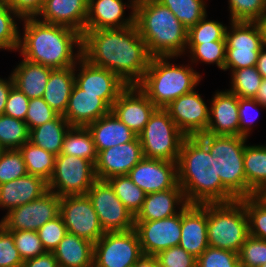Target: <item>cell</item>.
I'll list each match as a JSON object with an SVG mask.
<instances>
[{
    "mask_svg": "<svg viewBox=\"0 0 266 267\" xmlns=\"http://www.w3.org/2000/svg\"><path fill=\"white\" fill-rule=\"evenodd\" d=\"M81 52L89 64L110 70L128 86L141 82L152 58L135 24L84 31Z\"/></svg>",
    "mask_w": 266,
    "mask_h": 267,
    "instance_id": "6da1fadb",
    "label": "cell"
},
{
    "mask_svg": "<svg viewBox=\"0 0 266 267\" xmlns=\"http://www.w3.org/2000/svg\"><path fill=\"white\" fill-rule=\"evenodd\" d=\"M217 156L197 136H186L177 160L178 184L188 204L228 203L236 199L223 187Z\"/></svg>",
    "mask_w": 266,
    "mask_h": 267,
    "instance_id": "7a4b0ae2",
    "label": "cell"
},
{
    "mask_svg": "<svg viewBox=\"0 0 266 267\" xmlns=\"http://www.w3.org/2000/svg\"><path fill=\"white\" fill-rule=\"evenodd\" d=\"M23 36L18 51L24 59L51 69L73 67L82 57V35L74 29L45 23L37 17L21 19ZM76 52H74L75 49Z\"/></svg>",
    "mask_w": 266,
    "mask_h": 267,
    "instance_id": "3957f363",
    "label": "cell"
},
{
    "mask_svg": "<svg viewBox=\"0 0 266 267\" xmlns=\"http://www.w3.org/2000/svg\"><path fill=\"white\" fill-rule=\"evenodd\" d=\"M135 25L152 57L185 54L188 29L158 0H137Z\"/></svg>",
    "mask_w": 266,
    "mask_h": 267,
    "instance_id": "277c9868",
    "label": "cell"
},
{
    "mask_svg": "<svg viewBox=\"0 0 266 267\" xmlns=\"http://www.w3.org/2000/svg\"><path fill=\"white\" fill-rule=\"evenodd\" d=\"M176 57H152L143 79L137 85L157 108L195 90L202 76L190 65L168 62Z\"/></svg>",
    "mask_w": 266,
    "mask_h": 267,
    "instance_id": "5b68a950",
    "label": "cell"
},
{
    "mask_svg": "<svg viewBox=\"0 0 266 267\" xmlns=\"http://www.w3.org/2000/svg\"><path fill=\"white\" fill-rule=\"evenodd\" d=\"M197 137L217 156L219 177L223 187L236 199L257 195L246 183L244 149L247 137L235 135H211L202 133Z\"/></svg>",
    "mask_w": 266,
    "mask_h": 267,
    "instance_id": "8992f818",
    "label": "cell"
},
{
    "mask_svg": "<svg viewBox=\"0 0 266 267\" xmlns=\"http://www.w3.org/2000/svg\"><path fill=\"white\" fill-rule=\"evenodd\" d=\"M248 236V218L240 200L207 203V237L210 247L239 253Z\"/></svg>",
    "mask_w": 266,
    "mask_h": 267,
    "instance_id": "52a82bcc",
    "label": "cell"
},
{
    "mask_svg": "<svg viewBox=\"0 0 266 267\" xmlns=\"http://www.w3.org/2000/svg\"><path fill=\"white\" fill-rule=\"evenodd\" d=\"M138 137L144 157L177 162L186 135L165 109L157 108Z\"/></svg>",
    "mask_w": 266,
    "mask_h": 267,
    "instance_id": "ba28073f",
    "label": "cell"
},
{
    "mask_svg": "<svg viewBox=\"0 0 266 267\" xmlns=\"http://www.w3.org/2000/svg\"><path fill=\"white\" fill-rule=\"evenodd\" d=\"M226 30V61L224 71L256 66L264 46L258 22L230 21Z\"/></svg>",
    "mask_w": 266,
    "mask_h": 267,
    "instance_id": "9c48e42d",
    "label": "cell"
},
{
    "mask_svg": "<svg viewBox=\"0 0 266 267\" xmlns=\"http://www.w3.org/2000/svg\"><path fill=\"white\" fill-rule=\"evenodd\" d=\"M97 180L95 164L72 155L59 154L48 181V190L60 197L85 195Z\"/></svg>",
    "mask_w": 266,
    "mask_h": 267,
    "instance_id": "30bf717a",
    "label": "cell"
},
{
    "mask_svg": "<svg viewBox=\"0 0 266 267\" xmlns=\"http://www.w3.org/2000/svg\"><path fill=\"white\" fill-rule=\"evenodd\" d=\"M142 255L135 229L106 232L94 244L93 267H133Z\"/></svg>",
    "mask_w": 266,
    "mask_h": 267,
    "instance_id": "8fae6325",
    "label": "cell"
},
{
    "mask_svg": "<svg viewBox=\"0 0 266 267\" xmlns=\"http://www.w3.org/2000/svg\"><path fill=\"white\" fill-rule=\"evenodd\" d=\"M104 233L134 229L135 216L125 207L106 180H96L88 190Z\"/></svg>",
    "mask_w": 266,
    "mask_h": 267,
    "instance_id": "7c38bea8",
    "label": "cell"
},
{
    "mask_svg": "<svg viewBox=\"0 0 266 267\" xmlns=\"http://www.w3.org/2000/svg\"><path fill=\"white\" fill-rule=\"evenodd\" d=\"M59 214L70 234L94 244L104 235L97 213L87 194L60 197Z\"/></svg>",
    "mask_w": 266,
    "mask_h": 267,
    "instance_id": "4fadbf2b",
    "label": "cell"
},
{
    "mask_svg": "<svg viewBox=\"0 0 266 267\" xmlns=\"http://www.w3.org/2000/svg\"><path fill=\"white\" fill-rule=\"evenodd\" d=\"M60 212V196L47 191L38 199L12 209L0 220L8 231H37Z\"/></svg>",
    "mask_w": 266,
    "mask_h": 267,
    "instance_id": "5bb4252c",
    "label": "cell"
},
{
    "mask_svg": "<svg viewBox=\"0 0 266 267\" xmlns=\"http://www.w3.org/2000/svg\"><path fill=\"white\" fill-rule=\"evenodd\" d=\"M143 255L155 256L160 251L179 246L181 239V212L154 221H135Z\"/></svg>",
    "mask_w": 266,
    "mask_h": 267,
    "instance_id": "9a60e30c",
    "label": "cell"
},
{
    "mask_svg": "<svg viewBox=\"0 0 266 267\" xmlns=\"http://www.w3.org/2000/svg\"><path fill=\"white\" fill-rule=\"evenodd\" d=\"M78 68V69H77ZM75 84L84 93L98 94L110 108L128 86L110 70L89 64L82 57L74 66ZM79 71V72H77Z\"/></svg>",
    "mask_w": 266,
    "mask_h": 267,
    "instance_id": "2e32d148",
    "label": "cell"
},
{
    "mask_svg": "<svg viewBox=\"0 0 266 267\" xmlns=\"http://www.w3.org/2000/svg\"><path fill=\"white\" fill-rule=\"evenodd\" d=\"M164 109L186 136H197L208 128L210 107L195 90L173 100Z\"/></svg>",
    "mask_w": 266,
    "mask_h": 267,
    "instance_id": "e0dca14e",
    "label": "cell"
},
{
    "mask_svg": "<svg viewBox=\"0 0 266 267\" xmlns=\"http://www.w3.org/2000/svg\"><path fill=\"white\" fill-rule=\"evenodd\" d=\"M127 176L146 194L165 191L178 184L177 162L144 157Z\"/></svg>",
    "mask_w": 266,
    "mask_h": 267,
    "instance_id": "ac0fdd59",
    "label": "cell"
},
{
    "mask_svg": "<svg viewBox=\"0 0 266 267\" xmlns=\"http://www.w3.org/2000/svg\"><path fill=\"white\" fill-rule=\"evenodd\" d=\"M156 109L137 85H129L113 103L111 111L138 136Z\"/></svg>",
    "mask_w": 266,
    "mask_h": 267,
    "instance_id": "d6986e66",
    "label": "cell"
},
{
    "mask_svg": "<svg viewBox=\"0 0 266 267\" xmlns=\"http://www.w3.org/2000/svg\"><path fill=\"white\" fill-rule=\"evenodd\" d=\"M144 158L137 136L133 141L115 145L98 153L95 172L98 180L127 175Z\"/></svg>",
    "mask_w": 266,
    "mask_h": 267,
    "instance_id": "ffe728a7",
    "label": "cell"
},
{
    "mask_svg": "<svg viewBox=\"0 0 266 267\" xmlns=\"http://www.w3.org/2000/svg\"><path fill=\"white\" fill-rule=\"evenodd\" d=\"M137 0H88V15L85 30L120 29L135 24V7ZM127 4V5H126ZM126 7L131 8L129 17L125 16Z\"/></svg>",
    "mask_w": 266,
    "mask_h": 267,
    "instance_id": "44dd1931",
    "label": "cell"
},
{
    "mask_svg": "<svg viewBox=\"0 0 266 267\" xmlns=\"http://www.w3.org/2000/svg\"><path fill=\"white\" fill-rule=\"evenodd\" d=\"M179 246L198 258L208 247L207 203L188 204L181 210V239Z\"/></svg>",
    "mask_w": 266,
    "mask_h": 267,
    "instance_id": "7402d4cb",
    "label": "cell"
},
{
    "mask_svg": "<svg viewBox=\"0 0 266 267\" xmlns=\"http://www.w3.org/2000/svg\"><path fill=\"white\" fill-rule=\"evenodd\" d=\"M209 102V123L205 133L239 136L238 96L228 89L217 91Z\"/></svg>",
    "mask_w": 266,
    "mask_h": 267,
    "instance_id": "603a6c76",
    "label": "cell"
},
{
    "mask_svg": "<svg viewBox=\"0 0 266 267\" xmlns=\"http://www.w3.org/2000/svg\"><path fill=\"white\" fill-rule=\"evenodd\" d=\"M87 15L88 0H45L37 17L42 22L65 26L82 35Z\"/></svg>",
    "mask_w": 266,
    "mask_h": 267,
    "instance_id": "cb8c5ba5",
    "label": "cell"
},
{
    "mask_svg": "<svg viewBox=\"0 0 266 267\" xmlns=\"http://www.w3.org/2000/svg\"><path fill=\"white\" fill-rule=\"evenodd\" d=\"M110 111L111 108L98 94L84 93L75 84L63 117L71 126L87 127Z\"/></svg>",
    "mask_w": 266,
    "mask_h": 267,
    "instance_id": "d4e9b609",
    "label": "cell"
},
{
    "mask_svg": "<svg viewBox=\"0 0 266 267\" xmlns=\"http://www.w3.org/2000/svg\"><path fill=\"white\" fill-rule=\"evenodd\" d=\"M187 205L184 192L177 184L165 191L146 194L143 206L135 216V221L164 219L180 213Z\"/></svg>",
    "mask_w": 266,
    "mask_h": 267,
    "instance_id": "484cf974",
    "label": "cell"
},
{
    "mask_svg": "<svg viewBox=\"0 0 266 267\" xmlns=\"http://www.w3.org/2000/svg\"><path fill=\"white\" fill-rule=\"evenodd\" d=\"M48 191V182L35 175L26 174L0 185V209L7 213L18 206L38 199Z\"/></svg>",
    "mask_w": 266,
    "mask_h": 267,
    "instance_id": "4316f807",
    "label": "cell"
},
{
    "mask_svg": "<svg viewBox=\"0 0 266 267\" xmlns=\"http://www.w3.org/2000/svg\"><path fill=\"white\" fill-rule=\"evenodd\" d=\"M92 134L97 152L133 141L137 135L110 111L87 126Z\"/></svg>",
    "mask_w": 266,
    "mask_h": 267,
    "instance_id": "83f0119b",
    "label": "cell"
},
{
    "mask_svg": "<svg viewBox=\"0 0 266 267\" xmlns=\"http://www.w3.org/2000/svg\"><path fill=\"white\" fill-rule=\"evenodd\" d=\"M53 69L26 59L14 68L11 73L14 86L29 99L43 97L49 75Z\"/></svg>",
    "mask_w": 266,
    "mask_h": 267,
    "instance_id": "f1b7e54d",
    "label": "cell"
},
{
    "mask_svg": "<svg viewBox=\"0 0 266 267\" xmlns=\"http://www.w3.org/2000/svg\"><path fill=\"white\" fill-rule=\"evenodd\" d=\"M53 254L58 267H93L94 243L67 232Z\"/></svg>",
    "mask_w": 266,
    "mask_h": 267,
    "instance_id": "f546056e",
    "label": "cell"
},
{
    "mask_svg": "<svg viewBox=\"0 0 266 267\" xmlns=\"http://www.w3.org/2000/svg\"><path fill=\"white\" fill-rule=\"evenodd\" d=\"M74 66L53 69L49 75L43 99L59 115H64L75 85Z\"/></svg>",
    "mask_w": 266,
    "mask_h": 267,
    "instance_id": "4dcf8cb0",
    "label": "cell"
},
{
    "mask_svg": "<svg viewBox=\"0 0 266 267\" xmlns=\"http://www.w3.org/2000/svg\"><path fill=\"white\" fill-rule=\"evenodd\" d=\"M71 127L63 115L30 130L29 141L47 152L58 156L63 147L66 132Z\"/></svg>",
    "mask_w": 266,
    "mask_h": 267,
    "instance_id": "1f68e13d",
    "label": "cell"
},
{
    "mask_svg": "<svg viewBox=\"0 0 266 267\" xmlns=\"http://www.w3.org/2000/svg\"><path fill=\"white\" fill-rule=\"evenodd\" d=\"M61 154L76 156L96 164L98 152L89 129L71 126L64 137Z\"/></svg>",
    "mask_w": 266,
    "mask_h": 267,
    "instance_id": "d6a6232c",
    "label": "cell"
},
{
    "mask_svg": "<svg viewBox=\"0 0 266 267\" xmlns=\"http://www.w3.org/2000/svg\"><path fill=\"white\" fill-rule=\"evenodd\" d=\"M244 171L247 185L258 194L266 186V144H246Z\"/></svg>",
    "mask_w": 266,
    "mask_h": 267,
    "instance_id": "836d02e7",
    "label": "cell"
},
{
    "mask_svg": "<svg viewBox=\"0 0 266 267\" xmlns=\"http://www.w3.org/2000/svg\"><path fill=\"white\" fill-rule=\"evenodd\" d=\"M19 151L22 153L27 173L49 181L55 168L56 156L37 147L30 141L23 144Z\"/></svg>",
    "mask_w": 266,
    "mask_h": 267,
    "instance_id": "e575fe53",
    "label": "cell"
},
{
    "mask_svg": "<svg viewBox=\"0 0 266 267\" xmlns=\"http://www.w3.org/2000/svg\"><path fill=\"white\" fill-rule=\"evenodd\" d=\"M116 196L125 207L136 216L141 210L146 193L139 188L127 175L115 176L106 180Z\"/></svg>",
    "mask_w": 266,
    "mask_h": 267,
    "instance_id": "d590c367",
    "label": "cell"
},
{
    "mask_svg": "<svg viewBox=\"0 0 266 267\" xmlns=\"http://www.w3.org/2000/svg\"><path fill=\"white\" fill-rule=\"evenodd\" d=\"M30 131L25 121L0 115V147L3 150L19 149L29 142Z\"/></svg>",
    "mask_w": 266,
    "mask_h": 267,
    "instance_id": "8d00e7d4",
    "label": "cell"
},
{
    "mask_svg": "<svg viewBox=\"0 0 266 267\" xmlns=\"http://www.w3.org/2000/svg\"><path fill=\"white\" fill-rule=\"evenodd\" d=\"M166 6L176 18L189 30L206 14L204 0H158Z\"/></svg>",
    "mask_w": 266,
    "mask_h": 267,
    "instance_id": "74e56055",
    "label": "cell"
},
{
    "mask_svg": "<svg viewBox=\"0 0 266 267\" xmlns=\"http://www.w3.org/2000/svg\"><path fill=\"white\" fill-rule=\"evenodd\" d=\"M186 52L190 53V63L197 64L198 61L205 64H216L224 71L226 61V41H211L202 44H187Z\"/></svg>",
    "mask_w": 266,
    "mask_h": 267,
    "instance_id": "f35d334b",
    "label": "cell"
},
{
    "mask_svg": "<svg viewBox=\"0 0 266 267\" xmlns=\"http://www.w3.org/2000/svg\"><path fill=\"white\" fill-rule=\"evenodd\" d=\"M21 17L0 0V49L18 51L20 30L15 21Z\"/></svg>",
    "mask_w": 266,
    "mask_h": 267,
    "instance_id": "ab89813d",
    "label": "cell"
},
{
    "mask_svg": "<svg viewBox=\"0 0 266 267\" xmlns=\"http://www.w3.org/2000/svg\"><path fill=\"white\" fill-rule=\"evenodd\" d=\"M230 75L231 88L228 90L240 98L254 99L263 80L257 67L233 70Z\"/></svg>",
    "mask_w": 266,
    "mask_h": 267,
    "instance_id": "60d3db41",
    "label": "cell"
},
{
    "mask_svg": "<svg viewBox=\"0 0 266 267\" xmlns=\"http://www.w3.org/2000/svg\"><path fill=\"white\" fill-rule=\"evenodd\" d=\"M207 14L193 27L188 30L187 44H202L211 41H226L228 26L215 20H207Z\"/></svg>",
    "mask_w": 266,
    "mask_h": 267,
    "instance_id": "b9f144b4",
    "label": "cell"
},
{
    "mask_svg": "<svg viewBox=\"0 0 266 267\" xmlns=\"http://www.w3.org/2000/svg\"><path fill=\"white\" fill-rule=\"evenodd\" d=\"M245 207L249 235L266 240V203L257 195L239 199Z\"/></svg>",
    "mask_w": 266,
    "mask_h": 267,
    "instance_id": "7bdbcfd3",
    "label": "cell"
},
{
    "mask_svg": "<svg viewBox=\"0 0 266 267\" xmlns=\"http://www.w3.org/2000/svg\"><path fill=\"white\" fill-rule=\"evenodd\" d=\"M230 21L257 22L266 13V0H228Z\"/></svg>",
    "mask_w": 266,
    "mask_h": 267,
    "instance_id": "ee69618b",
    "label": "cell"
},
{
    "mask_svg": "<svg viewBox=\"0 0 266 267\" xmlns=\"http://www.w3.org/2000/svg\"><path fill=\"white\" fill-rule=\"evenodd\" d=\"M27 173L22 153L19 149L2 150L0 153V185Z\"/></svg>",
    "mask_w": 266,
    "mask_h": 267,
    "instance_id": "f6af8a7d",
    "label": "cell"
},
{
    "mask_svg": "<svg viewBox=\"0 0 266 267\" xmlns=\"http://www.w3.org/2000/svg\"><path fill=\"white\" fill-rule=\"evenodd\" d=\"M240 267H260L266 264V240L249 235L238 253Z\"/></svg>",
    "mask_w": 266,
    "mask_h": 267,
    "instance_id": "bcb514c9",
    "label": "cell"
},
{
    "mask_svg": "<svg viewBox=\"0 0 266 267\" xmlns=\"http://www.w3.org/2000/svg\"><path fill=\"white\" fill-rule=\"evenodd\" d=\"M9 232L13 236L15 247L23 261L33 259L46 252L37 231L17 230Z\"/></svg>",
    "mask_w": 266,
    "mask_h": 267,
    "instance_id": "7dc6e473",
    "label": "cell"
},
{
    "mask_svg": "<svg viewBox=\"0 0 266 267\" xmlns=\"http://www.w3.org/2000/svg\"><path fill=\"white\" fill-rule=\"evenodd\" d=\"M196 267H240L238 253L208 247L198 258Z\"/></svg>",
    "mask_w": 266,
    "mask_h": 267,
    "instance_id": "c3c4849f",
    "label": "cell"
},
{
    "mask_svg": "<svg viewBox=\"0 0 266 267\" xmlns=\"http://www.w3.org/2000/svg\"><path fill=\"white\" fill-rule=\"evenodd\" d=\"M37 233L44 250L46 252H53L67 234V228L59 214L39 228Z\"/></svg>",
    "mask_w": 266,
    "mask_h": 267,
    "instance_id": "681fc988",
    "label": "cell"
},
{
    "mask_svg": "<svg viewBox=\"0 0 266 267\" xmlns=\"http://www.w3.org/2000/svg\"><path fill=\"white\" fill-rule=\"evenodd\" d=\"M58 115L42 97L32 98L29 100L25 122L30 131L55 119Z\"/></svg>",
    "mask_w": 266,
    "mask_h": 267,
    "instance_id": "f907efd6",
    "label": "cell"
},
{
    "mask_svg": "<svg viewBox=\"0 0 266 267\" xmlns=\"http://www.w3.org/2000/svg\"><path fill=\"white\" fill-rule=\"evenodd\" d=\"M159 267H196L197 258L180 246L160 251L155 255Z\"/></svg>",
    "mask_w": 266,
    "mask_h": 267,
    "instance_id": "816d5d0a",
    "label": "cell"
},
{
    "mask_svg": "<svg viewBox=\"0 0 266 267\" xmlns=\"http://www.w3.org/2000/svg\"><path fill=\"white\" fill-rule=\"evenodd\" d=\"M23 262L12 234L0 224V267H21Z\"/></svg>",
    "mask_w": 266,
    "mask_h": 267,
    "instance_id": "f5cc1de1",
    "label": "cell"
},
{
    "mask_svg": "<svg viewBox=\"0 0 266 267\" xmlns=\"http://www.w3.org/2000/svg\"><path fill=\"white\" fill-rule=\"evenodd\" d=\"M256 107L262 106L255 99L238 97L239 136H245L249 138L253 123L259 116V111ZM252 111H256V115H251L250 113Z\"/></svg>",
    "mask_w": 266,
    "mask_h": 267,
    "instance_id": "db71d44e",
    "label": "cell"
},
{
    "mask_svg": "<svg viewBox=\"0 0 266 267\" xmlns=\"http://www.w3.org/2000/svg\"><path fill=\"white\" fill-rule=\"evenodd\" d=\"M29 98L13 86L8 94L4 114L25 121Z\"/></svg>",
    "mask_w": 266,
    "mask_h": 267,
    "instance_id": "11a10c76",
    "label": "cell"
},
{
    "mask_svg": "<svg viewBox=\"0 0 266 267\" xmlns=\"http://www.w3.org/2000/svg\"><path fill=\"white\" fill-rule=\"evenodd\" d=\"M20 17H37L41 12L45 0H3Z\"/></svg>",
    "mask_w": 266,
    "mask_h": 267,
    "instance_id": "9f6ffc18",
    "label": "cell"
},
{
    "mask_svg": "<svg viewBox=\"0 0 266 267\" xmlns=\"http://www.w3.org/2000/svg\"><path fill=\"white\" fill-rule=\"evenodd\" d=\"M21 267H58V263L53 252H45L33 259L24 261Z\"/></svg>",
    "mask_w": 266,
    "mask_h": 267,
    "instance_id": "6f0895ef",
    "label": "cell"
},
{
    "mask_svg": "<svg viewBox=\"0 0 266 267\" xmlns=\"http://www.w3.org/2000/svg\"><path fill=\"white\" fill-rule=\"evenodd\" d=\"M8 78L5 80L0 77V115L4 114L8 94L14 86L11 74Z\"/></svg>",
    "mask_w": 266,
    "mask_h": 267,
    "instance_id": "680465c9",
    "label": "cell"
},
{
    "mask_svg": "<svg viewBox=\"0 0 266 267\" xmlns=\"http://www.w3.org/2000/svg\"><path fill=\"white\" fill-rule=\"evenodd\" d=\"M257 70L262 76V78H266V46L264 45L258 55L257 64H256Z\"/></svg>",
    "mask_w": 266,
    "mask_h": 267,
    "instance_id": "91938a15",
    "label": "cell"
},
{
    "mask_svg": "<svg viewBox=\"0 0 266 267\" xmlns=\"http://www.w3.org/2000/svg\"><path fill=\"white\" fill-rule=\"evenodd\" d=\"M133 267H159V264L155 256L142 255Z\"/></svg>",
    "mask_w": 266,
    "mask_h": 267,
    "instance_id": "94428289",
    "label": "cell"
},
{
    "mask_svg": "<svg viewBox=\"0 0 266 267\" xmlns=\"http://www.w3.org/2000/svg\"><path fill=\"white\" fill-rule=\"evenodd\" d=\"M254 99L262 106V108L266 109V78H263Z\"/></svg>",
    "mask_w": 266,
    "mask_h": 267,
    "instance_id": "6125c7cd",
    "label": "cell"
},
{
    "mask_svg": "<svg viewBox=\"0 0 266 267\" xmlns=\"http://www.w3.org/2000/svg\"><path fill=\"white\" fill-rule=\"evenodd\" d=\"M257 22L262 31L263 43L266 46V13Z\"/></svg>",
    "mask_w": 266,
    "mask_h": 267,
    "instance_id": "be15d7a7",
    "label": "cell"
},
{
    "mask_svg": "<svg viewBox=\"0 0 266 267\" xmlns=\"http://www.w3.org/2000/svg\"><path fill=\"white\" fill-rule=\"evenodd\" d=\"M257 196L266 203V186L257 194Z\"/></svg>",
    "mask_w": 266,
    "mask_h": 267,
    "instance_id": "e7e4bbea",
    "label": "cell"
}]
</instances>
